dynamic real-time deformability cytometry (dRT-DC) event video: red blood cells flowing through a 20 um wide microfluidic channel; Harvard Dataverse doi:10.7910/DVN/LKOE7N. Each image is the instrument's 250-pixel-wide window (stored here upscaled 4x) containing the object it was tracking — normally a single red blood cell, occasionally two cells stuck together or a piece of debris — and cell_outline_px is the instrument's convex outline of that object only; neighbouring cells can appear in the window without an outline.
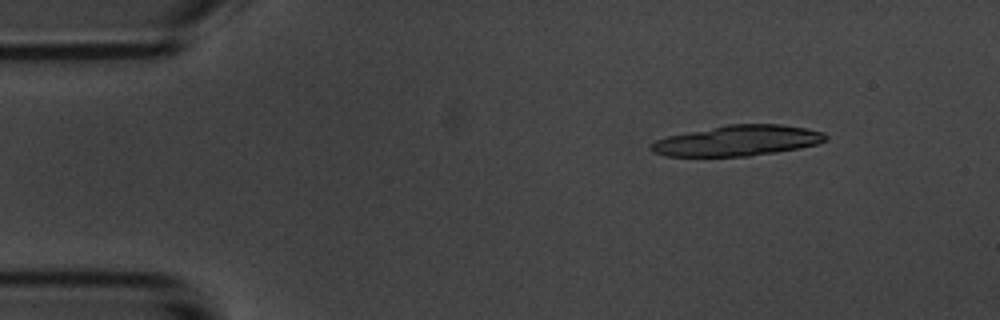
{"species": "common noctule bat (a hibernating species)", "species_latin": "Nyctalus noctula", "temperature_condition": "room temperature", "stored_images_in_passage": 4, "camera_frame_rate_fps": 3000, "um_per_image_px": 0.085, "animal": {"sex": "male", "body_mass_g": 20.1, "forearm_length_mm": 53.5}, "frame": {"image": 1, "passage_image": 2, "time_ms": 1.0, "image_size_px": [1000, 320], "cell_outline_px": [[828, 140], [816, 144], [800, 148], [776, 152], [748, 156], [668, 156], [652, 152], [648, 148], [648, 144], [656, 140], [668, 136], [728, 124], [780, 124], [804, 128], [824, 132], [828, 136]], "centroid_in_image_um": [62.69, 11.96], "position_along_channel_um": 22.3, "area_um2": 31.04}}